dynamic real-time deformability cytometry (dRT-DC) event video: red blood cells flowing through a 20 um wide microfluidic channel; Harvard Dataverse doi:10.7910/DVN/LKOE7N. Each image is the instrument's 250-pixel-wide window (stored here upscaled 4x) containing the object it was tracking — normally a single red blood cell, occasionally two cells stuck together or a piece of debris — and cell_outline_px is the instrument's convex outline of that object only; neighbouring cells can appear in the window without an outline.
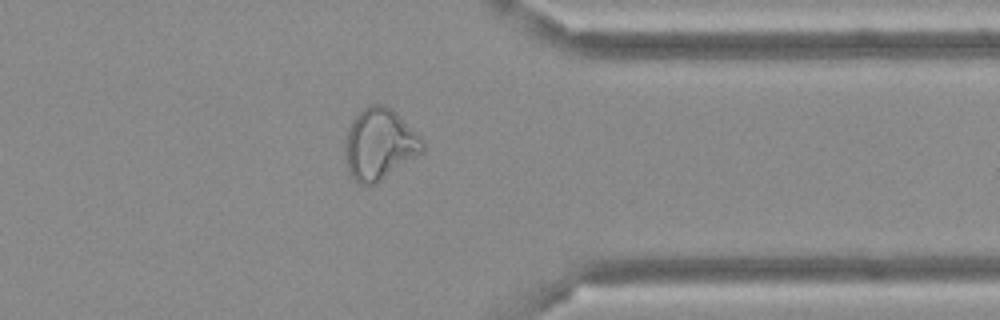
{"species": "Egyptian fruit bat (a non-hibernating species)", "species_latin": "Rousettus aegyptiacus", "temperature_condition": "cold", "stored_images_in_passage": 48, "camera_frame_rate_fps": 3000, "um_per_image_px": 0.085, "frame": {"image": 1, "passage_image": 38, "time_ms": 12.333, "image_size_px": [1000, 320], "cell_outline_px": [[424, 152], [376, 184], [360, 184], [352, 180], [348, 172], [344, 160], [344, 144], [348, 128], [356, 112], [368, 104], [384, 104], [392, 108], [416, 132], [424, 144]], "centroid_in_image_um": [32.22, 12.26], "position_along_channel_um": 379.2, "area_um2": 32.77}}
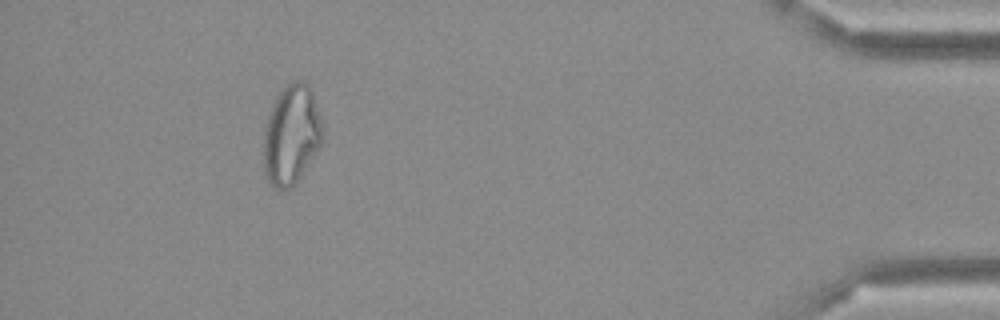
{"frame": {"image": 2, "passage_image": 44, "time_ms": 14.333, "image_size_px": [1000, 320], "cell_outline_px": [[324, 136], [316, 152], [296, 184], [292, 188], [276, 188], [268, 180], [264, 172], [264, 132], [268, 116], [272, 104], [280, 92], [288, 84], [296, 80], [304, 80], [308, 84], [312, 92], [324, 128]], "centroid_in_image_um": [24.78, 11.46], "position_along_channel_um": 410.4, "area_um2": 34.1}}